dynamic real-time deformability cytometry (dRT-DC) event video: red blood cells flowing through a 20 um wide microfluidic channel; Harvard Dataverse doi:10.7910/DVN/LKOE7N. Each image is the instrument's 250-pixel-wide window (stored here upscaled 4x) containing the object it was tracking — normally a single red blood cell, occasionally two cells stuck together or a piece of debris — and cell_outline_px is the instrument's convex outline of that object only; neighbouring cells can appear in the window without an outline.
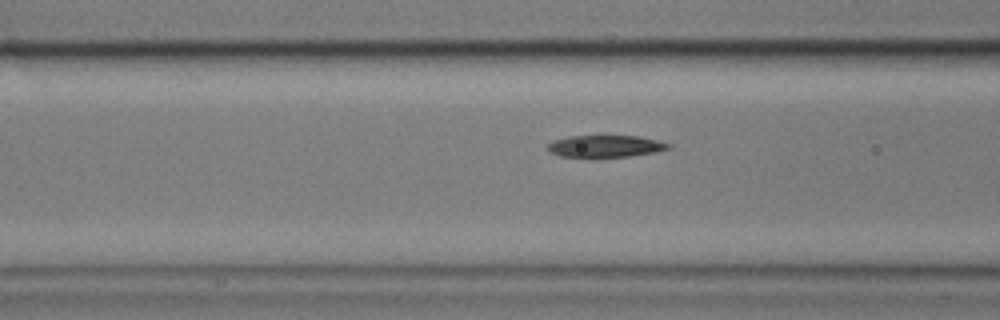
{"species": "common noctule bat (a hibernating species)", "species_latin": "Nyctalus noctula", "temperature_condition": "cold", "stored_images_in_passage": 36, "camera_frame_rate_fps": 3000, "um_per_image_px": 0.085, "animal": {"sex": "male", "body_mass_g": 17.9}, "frame": {"image": 1, "passage_image": 5, "time_ms": 1.333, "image_size_px": [1000, 320], "cell_outline_px": [[672, 148], [656, 152], [628, 156], [592, 160], [588, 160], [560, 156], [548, 152], [548, 144], [552, 140], [568, 136], [640, 136], [672, 144]], "centroid_in_image_um": [51.4, 12.47], "position_along_channel_um": 115.2, "area_um2": 16.36}}
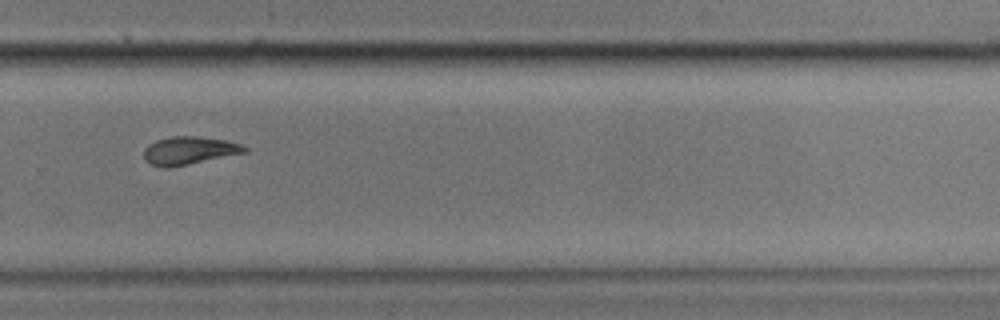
{"frame": {"image": 2, "passage_image": 22, "time_ms": 7.0, "image_size_px": [1000, 320], "cell_outline_px": [[248, 152], [188, 164], [152, 164], [144, 160], [144, 148], [148, 144], [156, 140], [172, 136], [200, 136], [224, 140], [240, 144], [248, 148]], "centroid_in_image_um": [16.12, 12.74], "position_along_channel_um": 313.7, "area_um2": 15.84}}
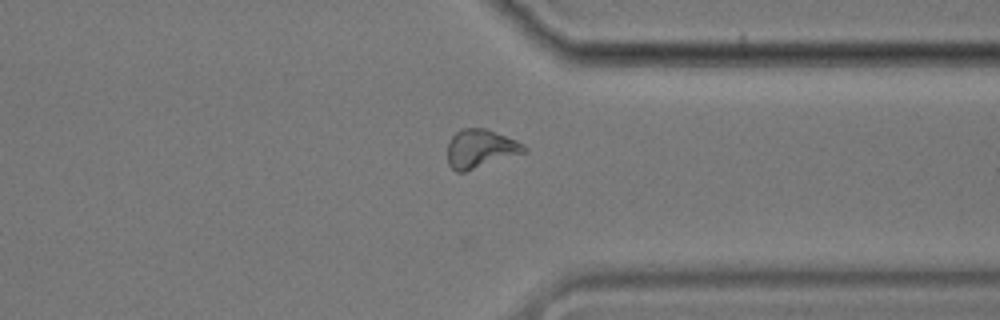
{"frame": {"image": 3, "passage_image": 27, "time_ms": 8.667, "image_size_px": [1000, 320], "cell_outline_px": [[528, 152], [464, 172], [456, 172], [448, 164], [448, 144], [452, 136], [460, 128], [484, 128], [516, 140], [524, 144], [528, 148]], "centroid_in_image_um": [40.86, 12.64], "position_along_channel_um": 370.5, "area_um2": 17.28}}